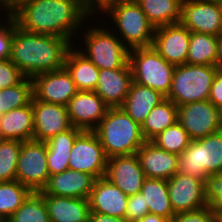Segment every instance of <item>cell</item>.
Masks as SVG:
<instances>
[{"mask_svg":"<svg viewBox=\"0 0 222 222\" xmlns=\"http://www.w3.org/2000/svg\"><path fill=\"white\" fill-rule=\"evenodd\" d=\"M11 16L24 31L65 38L75 44L73 38L93 15L87 10L85 0H33Z\"/></svg>","mask_w":222,"mask_h":222,"instance_id":"cell-1","label":"cell"},{"mask_svg":"<svg viewBox=\"0 0 222 222\" xmlns=\"http://www.w3.org/2000/svg\"><path fill=\"white\" fill-rule=\"evenodd\" d=\"M73 44L61 37L30 33L22 30L13 19L10 61L26 76L59 70Z\"/></svg>","mask_w":222,"mask_h":222,"instance_id":"cell-2","label":"cell"},{"mask_svg":"<svg viewBox=\"0 0 222 222\" xmlns=\"http://www.w3.org/2000/svg\"><path fill=\"white\" fill-rule=\"evenodd\" d=\"M93 131L107 158L134 155L146 142L141 125L121 107H109L105 117Z\"/></svg>","mask_w":222,"mask_h":222,"instance_id":"cell-3","label":"cell"},{"mask_svg":"<svg viewBox=\"0 0 222 222\" xmlns=\"http://www.w3.org/2000/svg\"><path fill=\"white\" fill-rule=\"evenodd\" d=\"M101 13L106 15L104 19H110L108 26L111 23L115 27L110 29L118 32L115 34L129 50L152 46L155 28L135 0L112 2L98 13L99 17Z\"/></svg>","mask_w":222,"mask_h":222,"instance_id":"cell-4","label":"cell"},{"mask_svg":"<svg viewBox=\"0 0 222 222\" xmlns=\"http://www.w3.org/2000/svg\"><path fill=\"white\" fill-rule=\"evenodd\" d=\"M88 30L80 31L81 40H84L78 50L84 54L99 69L131 68L129 64V49L123 44L119 37L109 29L105 23L89 26ZM84 48V49H83Z\"/></svg>","mask_w":222,"mask_h":222,"instance_id":"cell-5","label":"cell"},{"mask_svg":"<svg viewBox=\"0 0 222 222\" xmlns=\"http://www.w3.org/2000/svg\"><path fill=\"white\" fill-rule=\"evenodd\" d=\"M222 172V129L192 140L179 155L177 173L190 175L203 182L210 175Z\"/></svg>","mask_w":222,"mask_h":222,"instance_id":"cell-6","label":"cell"},{"mask_svg":"<svg viewBox=\"0 0 222 222\" xmlns=\"http://www.w3.org/2000/svg\"><path fill=\"white\" fill-rule=\"evenodd\" d=\"M217 72V68L211 65H177L166 99L171 100L177 107L208 100L210 88Z\"/></svg>","mask_w":222,"mask_h":222,"instance_id":"cell-7","label":"cell"},{"mask_svg":"<svg viewBox=\"0 0 222 222\" xmlns=\"http://www.w3.org/2000/svg\"><path fill=\"white\" fill-rule=\"evenodd\" d=\"M133 81L167 96L171 89L175 65L170 64L152 46L129 51Z\"/></svg>","mask_w":222,"mask_h":222,"instance_id":"cell-8","label":"cell"},{"mask_svg":"<svg viewBox=\"0 0 222 222\" xmlns=\"http://www.w3.org/2000/svg\"><path fill=\"white\" fill-rule=\"evenodd\" d=\"M49 176L46 142H22L17 161L16 181L32 192H40L47 184Z\"/></svg>","mask_w":222,"mask_h":222,"instance_id":"cell-9","label":"cell"},{"mask_svg":"<svg viewBox=\"0 0 222 222\" xmlns=\"http://www.w3.org/2000/svg\"><path fill=\"white\" fill-rule=\"evenodd\" d=\"M108 158L94 131L83 130L75 139L69 155V169L88 173L95 179L105 177Z\"/></svg>","mask_w":222,"mask_h":222,"instance_id":"cell-10","label":"cell"},{"mask_svg":"<svg viewBox=\"0 0 222 222\" xmlns=\"http://www.w3.org/2000/svg\"><path fill=\"white\" fill-rule=\"evenodd\" d=\"M178 122L196 140L222 129V111L209 100L196 101L178 106Z\"/></svg>","mask_w":222,"mask_h":222,"instance_id":"cell-11","label":"cell"},{"mask_svg":"<svg viewBox=\"0 0 222 222\" xmlns=\"http://www.w3.org/2000/svg\"><path fill=\"white\" fill-rule=\"evenodd\" d=\"M180 23L190 32L222 36V5L209 0H182Z\"/></svg>","mask_w":222,"mask_h":222,"instance_id":"cell-12","label":"cell"},{"mask_svg":"<svg viewBox=\"0 0 222 222\" xmlns=\"http://www.w3.org/2000/svg\"><path fill=\"white\" fill-rule=\"evenodd\" d=\"M33 97L37 100L67 106L78 92L75 82L65 67L43 72L32 77Z\"/></svg>","mask_w":222,"mask_h":222,"instance_id":"cell-13","label":"cell"},{"mask_svg":"<svg viewBox=\"0 0 222 222\" xmlns=\"http://www.w3.org/2000/svg\"><path fill=\"white\" fill-rule=\"evenodd\" d=\"M167 182L170 203L175 214L208 206L205 182L202 180L176 173Z\"/></svg>","mask_w":222,"mask_h":222,"instance_id":"cell-14","label":"cell"},{"mask_svg":"<svg viewBox=\"0 0 222 222\" xmlns=\"http://www.w3.org/2000/svg\"><path fill=\"white\" fill-rule=\"evenodd\" d=\"M108 109L109 106L95 91H78L67 105L71 125L85 131H93Z\"/></svg>","mask_w":222,"mask_h":222,"instance_id":"cell-15","label":"cell"},{"mask_svg":"<svg viewBox=\"0 0 222 222\" xmlns=\"http://www.w3.org/2000/svg\"><path fill=\"white\" fill-rule=\"evenodd\" d=\"M33 109V140L46 142L58 133L64 132L72 127L67 106L47 103L32 97Z\"/></svg>","mask_w":222,"mask_h":222,"instance_id":"cell-16","label":"cell"},{"mask_svg":"<svg viewBox=\"0 0 222 222\" xmlns=\"http://www.w3.org/2000/svg\"><path fill=\"white\" fill-rule=\"evenodd\" d=\"M191 32L180 22L155 28L152 47L170 64H186Z\"/></svg>","mask_w":222,"mask_h":222,"instance_id":"cell-17","label":"cell"},{"mask_svg":"<svg viewBox=\"0 0 222 222\" xmlns=\"http://www.w3.org/2000/svg\"><path fill=\"white\" fill-rule=\"evenodd\" d=\"M105 178L129 197L140 193L146 177L134 154L108 158Z\"/></svg>","mask_w":222,"mask_h":222,"instance_id":"cell-18","label":"cell"},{"mask_svg":"<svg viewBox=\"0 0 222 222\" xmlns=\"http://www.w3.org/2000/svg\"><path fill=\"white\" fill-rule=\"evenodd\" d=\"M91 213L125 219L128 196L107 178H97L88 198Z\"/></svg>","mask_w":222,"mask_h":222,"instance_id":"cell-19","label":"cell"},{"mask_svg":"<svg viewBox=\"0 0 222 222\" xmlns=\"http://www.w3.org/2000/svg\"><path fill=\"white\" fill-rule=\"evenodd\" d=\"M95 178L84 172L67 169L62 173L50 175L40 194L88 199Z\"/></svg>","mask_w":222,"mask_h":222,"instance_id":"cell-20","label":"cell"},{"mask_svg":"<svg viewBox=\"0 0 222 222\" xmlns=\"http://www.w3.org/2000/svg\"><path fill=\"white\" fill-rule=\"evenodd\" d=\"M136 155L146 178L168 180L177 173L179 155L167 152L151 141H146Z\"/></svg>","mask_w":222,"mask_h":222,"instance_id":"cell-21","label":"cell"},{"mask_svg":"<svg viewBox=\"0 0 222 222\" xmlns=\"http://www.w3.org/2000/svg\"><path fill=\"white\" fill-rule=\"evenodd\" d=\"M133 81L131 68L100 69L95 92L109 107H120Z\"/></svg>","mask_w":222,"mask_h":222,"instance_id":"cell-22","label":"cell"},{"mask_svg":"<svg viewBox=\"0 0 222 222\" xmlns=\"http://www.w3.org/2000/svg\"><path fill=\"white\" fill-rule=\"evenodd\" d=\"M50 217V222H89V200L41 194Z\"/></svg>","mask_w":222,"mask_h":222,"instance_id":"cell-23","label":"cell"},{"mask_svg":"<svg viewBox=\"0 0 222 222\" xmlns=\"http://www.w3.org/2000/svg\"><path fill=\"white\" fill-rule=\"evenodd\" d=\"M166 99L161 92L132 81L129 93L120 106L139 125L151 110Z\"/></svg>","mask_w":222,"mask_h":222,"instance_id":"cell-24","label":"cell"},{"mask_svg":"<svg viewBox=\"0 0 222 222\" xmlns=\"http://www.w3.org/2000/svg\"><path fill=\"white\" fill-rule=\"evenodd\" d=\"M34 122L31 102L21 108L2 114L0 139L17 141L33 140Z\"/></svg>","mask_w":222,"mask_h":222,"instance_id":"cell-25","label":"cell"},{"mask_svg":"<svg viewBox=\"0 0 222 222\" xmlns=\"http://www.w3.org/2000/svg\"><path fill=\"white\" fill-rule=\"evenodd\" d=\"M75 46L68 50L64 67L70 73L78 91H94L100 69Z\"/></svg>","mask_w":222,"mask_h":222,"instance_id":"cell-26","label":"cell"},{"mask_svg":"<svg viewBox=\"0 0 222 222\" xmlns=\"http://www.w3.org/2000/svg\"><path fill=\"white\" fill-rule=\"evenodd\" d=\"M83 130L71 127L46 141L47 167L50 175L69 169V155L76 137Z\"/></svg>","mask_w":222,"mask_h":222,"instance_id":"cell-27","label":"cell"},{"mask_svg":"<svg viewBox=\"0 0 222 222\" xmlns=\"http://www.w3.org/2000/svg\"><path fill=\"white\" fill-rule=\"evenodd\" d=\"M140 193L149 207V213L162 216L169 221L176 215L171 207L167 180L145 178Z\"/></svg>","mask_w":222,"mask_h":222,"instance_id":"cell-28","label":"cell"},{"mask_svg":"<svg viewBox=\"0 0 222 222\" xmlns=\"http://www.w3.org/2000/svg\"><path fill=\"white\" fill-rule=\"evenodd\" d=\"M154 28L179 23L182 0H135Z\"/></svg>","mask_w":222,"mask_h":222,"instance_id":"cell-29","label":"cell"},{"mask_svg":"<svg viewBox=\"0 0 222 222\" xmlns=\"http://www.w3.org/2000/svg\"><path fill=\"white\" fill-rule=\"evenodd\" d=\"M178 121V107L168 99L155 106L141 125V131L146 141L164 131Z\"/></svg>","mask_w":222,"mask_h":222,"instance_id":"cell-30","label":"cell"},{"mask_svg":"<svg viewBox=\"0 0 222 222\" xmlns=\"http://www.w3.org/2000/svg\"><path fill=\"white\" fill-rule=\"evenodd\" d=\"M220 37L191 32L186 64L215 66Z\"/></svg>","mask_w":222,"mask_h":222,"instance_id":"cell-31","label":"cell"},{"mask_svg":"<svg viewBox=\"0 0 222 222\" xmlns=\"http://www.w3.org/2000/svg\"><path fill=\"white\" fill-rule=\"evenodd\" d=\"M31 193L19 181L0 182V222H5Z\"/></svg>","mask_w":222,"mask_h":222,"instance_id":"cell-32","label":"cell"},{"mask_svg":"<svg viewBox=\"0 0 222 222\" xmlns=\"http://www.w3.org/2000/svg\"><path fill=\"white\" fill-rule=\"evenodd\" d=\"M33 97L32 78L25 77L20 83L0 90V113L28 105Z\"/></svg>","mask_w":222,"mask_h":222,"instance_id":"cell-33","label":"cell"},{"mask_svg":"<svg viewBox=\"0 0 222 222\" xmlns=\"http://www.w3.org/2000/svg\"><path fill=\"white\" fill-rule=\"evenodd\" d=\"M5 222H50L43 196L32 192Z\"/></svg>","mask_w":222,"mask_h":222,"instance_id":"cell-34","label":"cell"},{"mask_svg":"<svg viewBox=\"0 0 222 222\" xmlns=\"http://www.w3.org/2000/svg\"><path fill=\"white\" fill-rule=\"evenodd\" d=\"M191 141L189 134L178 121L151 140L157 147L176 155L182 154Z\"/></svg>","mask_w":222,"mask_h":222,"instance_id":"cell-35","label":"cell"},{"mask_svg":"<svg viewBox=\"0 0 222 222\" xmlns=\"http://www.w3.org/2000/svg\"><path fill=\"white\" fill-rule=\"evenodd\" d=\"M21 143L22 141L0 139V182L16 180Z\"/></svg>","mask_w":222,"mask_h":222,"instance_id":"cell-36","label":"cell"},{"mask_svg":"<svg viewBox=\"0 0 222 222\" xmlns=\"http://www.w3.org/2000/svg\"><path fill=\"white\" fill-rule=\"evenodd\" d=\"M205 197L208 206L214 213L222 218V172L210 175L205 181Z\"/></svg>","mask_w":222,"mask_h":222,"instance_id":"cell-37","label":"cell"},{"mask_svg":"<svg viewBox=\"0 0 222 222\" xmlns=\"http://www.w3.org/2000/svg\"><path fill=\"white\" fill-rule=\"evenodd\" d=\"M25 77L10 59H0V90L20 83Z\"/></svg>","mask_w":222,"mask_h":222,"instance_id":"cell-38","label":"cell"},{"mask_svg":"<svg viewBox=\"0 0 222 222\" xmlns=\"http://www.w3.org/2000/svg\"><path fill=\"white\" fill-rule=\"evenodd\" d=\"M170 222H221L209 206L194 211L177 213Z\"/></svg>","mask_w":222,"mask_h":222,"instance_id":"cell-39","label":"cell"},{"mask_svg":"<svg viewBox=\"0 0 222 222\" xmlns=\"http://www.w3.org/2000/svg\"><path fill=\"white\" fill-rule=\"evenodd\" d=\"M4 18L0 22V59H10L13 39V18L8 15Z\"/></svg>","mask_w":222,"mask_h":222,"instance_id":"cell-40","label":"cell"},{"mask_svg":"<svg viewBox=\"0 0 222 222\" xmlns=\"http://www.w3.org/2000/svg\"><path fill=\"white\" fill-rule=\"evenodd\" d=\"M148 213L149 207L144 201V196L141 193L128 197V204L125 213V219L127 222H136Z\"/></svg>","mask_w":222,"mask_h":222,"instance_id":"cell-41","label":"cell"},{"mask_svg":"<svg viewBox=\"0 0 222 222\" xmlns=\"http://www.w3.org/2000/svg\"><path fill=\"white\" fill-rule=\"evenodd\" d=\"M208 100L222 111V72L220 71L214 77Z\"/></svg>","mask_w":222,"mask_h":222,"instance_id":"cell-42","label":"cell"},{"mask_svg":"<svg viewBox=\"0 0 222 222\" xmlns=\"http://www.w3.org/2000/svg\"><path fill=\"white\" fill-rule=\"evenodd\" d=\"M33 0H0L1 9L4 11L5 15L11 16L16 10H18L22 5L27 4Z\"/></svg>","mask_w":222,"mask_h":222,"instance_id":"cell-43","label":"cell"},{"mask_svg":"<svg viewBox=\"0 0 222 222\" xmlns=\"http://www.w3.org/2000/svg\"><path fill=\"white\" fill-rule=\"evenodd\" d=\"M115 1L121 0H85V4L87 10L93 15V19H96L97 17H94V15L96 16L98 12L102 11L108 4Z\"/></svg>","mask_w":222,"mask_h":222,"instance_id":"cell-44","label":"cell"},{"mask_svg":"<svg viewBox=\"0 0 222 222\" xmlns=\"http://www.w3.org/2000/svg\"><path fill=\"white\" fill-rule=\"evenodd\" d=\"M89 222H127V220L105 214L90 213Z\"/></svg>","mask_w":222,"mask_h":222,"instance_id":"cell-45","label":"cell"},{"mask_svg":"<svg viewBox=\"0 0 222 222\" xmlns=\"http://www.w3.org/2000/svg\"><path fill=\"white\" fill-rule=\"evenodd\" d=\"M136 222H170V221L167 218H164L162 216L148 213L142 219Z\"/></svg>","mask_w":222,"mask_h":222,"instance_id":"cell-46","label":"cell"},{"mask_svg":"<svg viewBox=\"0 0 222 222\" xmlns=\"http://www.w3.org/2000/svg\"><path fill=\"white\" fill-rule=\"evenodd\" d=\"M215 67L218 71L222 72V36H220V41L218 45V56L215 63Z\"/></svg>","mask_w":222,"mask_h":222,"instance_id":"cell-47","label":"cell"},{"mask_svg":"<svg viewBox=\"0 0 222 222\" xmlns=\"http://www.w3.org/2000/svg\"><path fill=\"white\" fill-rule=\"evenodd\" d=\"M209 1H213L215 3H218V4L222 5V0H209Z\"/></svg>","mask_w":222,"mask_h":222,"instance_id":"cell-48","label":"cell"},{"mask_svg":"<svg viewBox=\"0 0 222 222\" xmlns=\"http://www.w3.org/2000/svg\"><path fill=\"white\" fill-rule=\"evenodd\" d=\"M2 9V7H1V3H0V10ZM1 14V13H0ZM0 16H2V17H4L2 14L0 15ZM0 19H1V17H0ZM1 21V20H0Z\"/></svg>","mask_w":222,"mask_h":222,"instance_id":"cell-49","label":"cell"}]
</instances>
